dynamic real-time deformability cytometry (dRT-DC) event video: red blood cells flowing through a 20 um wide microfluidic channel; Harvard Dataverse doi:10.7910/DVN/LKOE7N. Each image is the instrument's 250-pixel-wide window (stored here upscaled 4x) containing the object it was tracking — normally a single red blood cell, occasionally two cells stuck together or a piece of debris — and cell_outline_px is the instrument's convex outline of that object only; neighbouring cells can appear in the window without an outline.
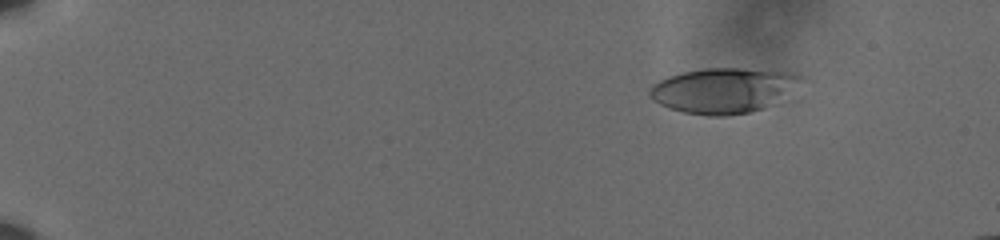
{"species": "human", "species_latin": "Homo sapiens", "temperature_condition": "cold", "stored_images_in_passage": 52, "camera_frame_rate_fps": 3000, "um_per_image_px": 0.085, "donor": {"sex": "male"}, "frame": {"image": 1, "passage_image": 1, "time_ms": 0.0, "image_size_px": [1000, 240], "cell_outline_px": [[804, 80], [764, 108], [748, 112], [724, 116], [712, 116], [684, 112], [660, 104], [652, 100], [648, 92], [652, 84], [668, 76], [684, 72], [704, 68], [736, 68], [792, 72], [804, 76]], "centroid_in_image_um": [61.44, 7.67], "position_along_channel_um": 23.6, "area_um2": 39.25}}
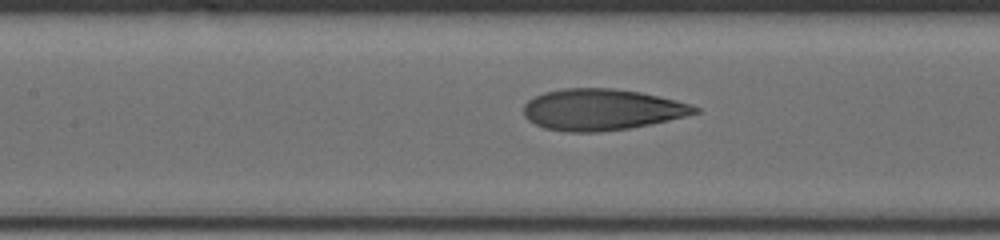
{"frame": {"image": 2, "passage_image": 23, "time_ms": 7.333, "image_size_px": [1000, 240], "cell_outline_px": [[700, 112], [668, 120], [628, 128], [600, 132], [564, 132], [544, 128], [528, 120], [524, 116], [524, 104], [528, 100], [544, 92], [564, 88], [612, 88], [640, 92], [676, 100], [692, 104], [700, 108]], "centroid_in_image_um": [51.13, 9.31], "position_along_channel_um": 156.3, "area_um2": 41.15}}
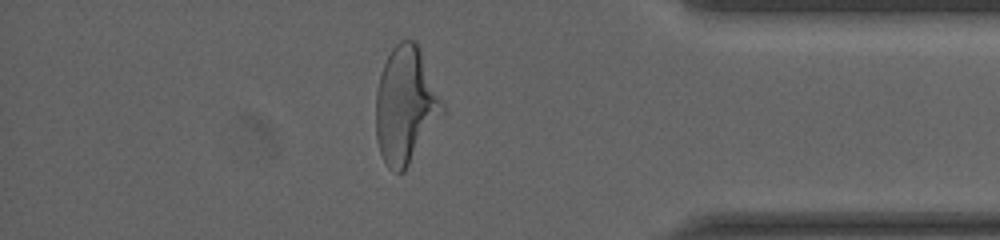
{"frame": {"image": 3, "passage_image": 45, "time_ms": 14.667, "image_size_px": [1000, 240], "cell_outline_px": [[444, 112], [404, 172], [396, 172], [388, 168], [380, 152], [376, 140], [376, 92], [380, 76], [384, 64], [392, 48], [400, 40], [416, 40], [420, 48], [444, 104]], "centroid_in_image_um": [34.47, 8.94], "position_along_channel_um": 400.7, "area_um2": 44.97}, "authors_computed_cell_mechanics": {"area_um2": 40.5467, "velocity_mm_per_s": 3.611, "shape_relaxation_time_tau1_ms": 4.3421, "shape_relaxation_time_tau2_ms": 1.2978, "deformation_change_tau1": 0.1916, "deformation_change_tau2": 0.0968}}